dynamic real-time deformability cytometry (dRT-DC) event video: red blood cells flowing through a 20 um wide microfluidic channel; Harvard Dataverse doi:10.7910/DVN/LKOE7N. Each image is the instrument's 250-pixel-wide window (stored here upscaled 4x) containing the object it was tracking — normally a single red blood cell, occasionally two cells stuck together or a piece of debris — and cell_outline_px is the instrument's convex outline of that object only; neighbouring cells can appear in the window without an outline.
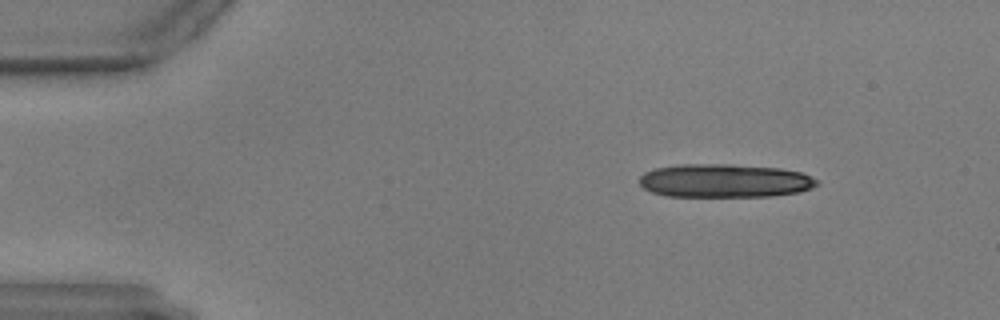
{"species": "common noctule bat (a hibernating species)", "species_latin": "Nyctalus noctula", "temperature_condition": "warm", "stored_images_in_passage": 37, "camera_frame_rate_fps": 3000, "um_per_image_px": 0.085, "animal": {"sex": "male", "body_mass_g": 17.9, "forearm_length_mm": 54.2}, "frame": {"image": 1, "passage_image": 6, "time_ms": 1.667, "image_size_px": [1000, 320], "cell_outline_px": [[820, 184], [812, 188], [800, 192], [772, 196], [668, 196], [652, 192], [644, 188], [640, 184], [640, 176], [644, 172], [656, 168], [680, 164], [732, 164], [780, 168], [800, 172], [820, 180]], "centroid_in_image_um": [61.63, 15.36], "position_along_channel_um": 23.4, "area_um2": 34.8}}
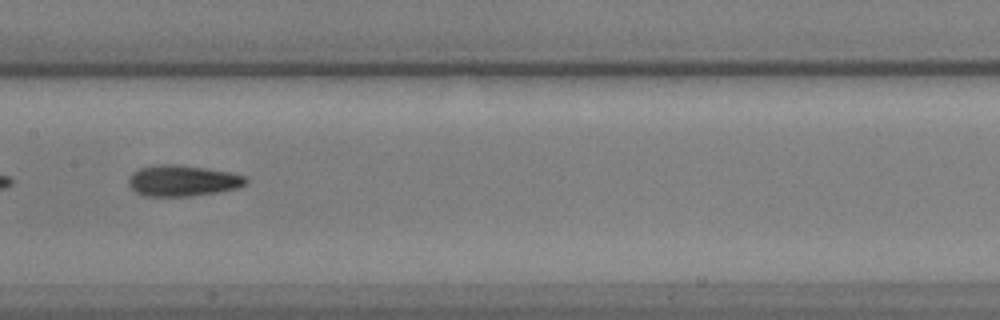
{"frame": {"image": 2, "passage_image": 28, "time_ms": 9.0, "image_size_px": [1000, 320], "cell_outline_px": [[248, 184], [240, 188], [216, 192], [188, 196], [144, 196], [136, 192], [128, 184], [128, 180], [132, 172], [140, 168], [160, 164], [176, 164], [204, 168], [228, 172], [248, 176]], "centroid_in_image_um": [15.55, 15.36], "position_along_channel_um": 191.8, "area_um2": 21.27}}
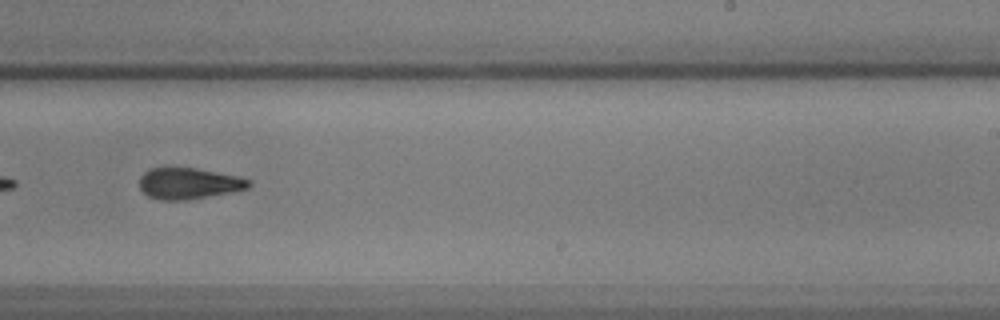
{"frame": {"image": 3, "passage_image": 35, "time_ms": 11.333, "image_size_px": [1000, 320], "cell_outline_px": [[252, 184], [248, 188], [228, 192], [184, 200], [160, 200], [148, 196], [140, 188], [140, 176], [144, 172], [152, 168], [196, 168], [240, 176], [252, 180]], "centroid_in_image_um": [16.06, 15.58], "position_along_channel_um": 272.9, "area_um2": 19.71}}